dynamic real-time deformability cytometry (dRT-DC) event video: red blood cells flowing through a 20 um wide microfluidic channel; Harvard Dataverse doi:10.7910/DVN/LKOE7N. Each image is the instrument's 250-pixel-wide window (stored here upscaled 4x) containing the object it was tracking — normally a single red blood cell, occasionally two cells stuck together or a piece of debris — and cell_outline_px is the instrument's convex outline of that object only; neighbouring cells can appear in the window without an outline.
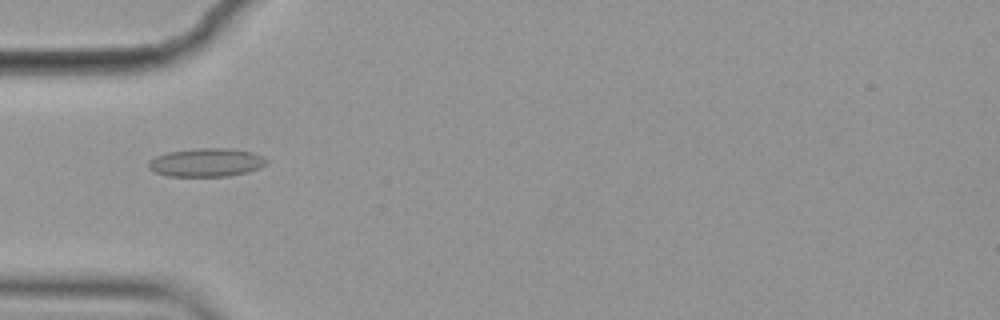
{"species": "common noctule bat (a hibernating species)", "species_latin": "Nyctalus noctula", "temperature_condition": "cold", "stored_images_in_passage": 6, "camera_frame_rate_fps": 3000, "um_per_image_px": 0.085, "animal": {"sex": "female", "body_mass_g": 19.9}, "frame": {"image": 1, "passage_image": 4, "time_ms": 1.0, "image_size_px": [1000, 320], "cell_outline_px": [[268, 160], [264, 164], [248, 172], [228, 176], [168, 176], [156, 172], [148, 168], [148, 160], [156, 156], [168, 152], [196, 148], [228, 148], [252, 152], [264, 156]], "centroid_in_image_um": [17.52, 13.8], "position_along_channel_um": 67.5, "area_um2": 19.48}}
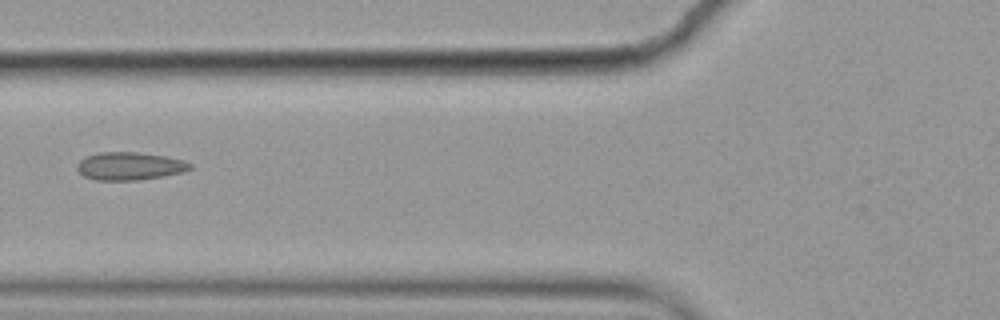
{"frame": {"image": 2, "passage_image": 5, "time_ms": 1.333, "image_size_px": [1000, 320], "cell_outline_px": [[192, 168], [184, 172], [164, 176], [136, 180], [96, 180], [84, 176], [76, 168], [76, 164], [80, 160], [88, 156], [100, 152], [136, 152], [164, 156], [184, 160], [192, 164]], "centroid_in_image_um": [11.04, 14.12], "position_along_channel_um": 114.8, "area_um2": 18.32}}
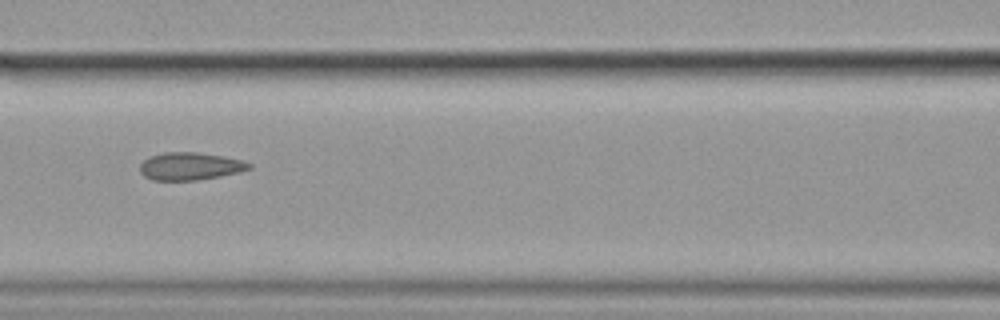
{"frame": {"image": 3, "passage_image": 6, "time_ms": 1.667, "image_size_px": [1000, 320], "cell_outline_px": [[252, 168], [240, 172], [220, 176], [196, 180], [152, 180], [144, 176], [140, 172], [140, 164], [148, 156], [164, 152], [196, 152], [224, 156], [244, 160], [252, 164]], "centroid_in_image_um": [16.17, 14.12], "position_along_channel_um": 150.4, "area_um2": 17.74}}